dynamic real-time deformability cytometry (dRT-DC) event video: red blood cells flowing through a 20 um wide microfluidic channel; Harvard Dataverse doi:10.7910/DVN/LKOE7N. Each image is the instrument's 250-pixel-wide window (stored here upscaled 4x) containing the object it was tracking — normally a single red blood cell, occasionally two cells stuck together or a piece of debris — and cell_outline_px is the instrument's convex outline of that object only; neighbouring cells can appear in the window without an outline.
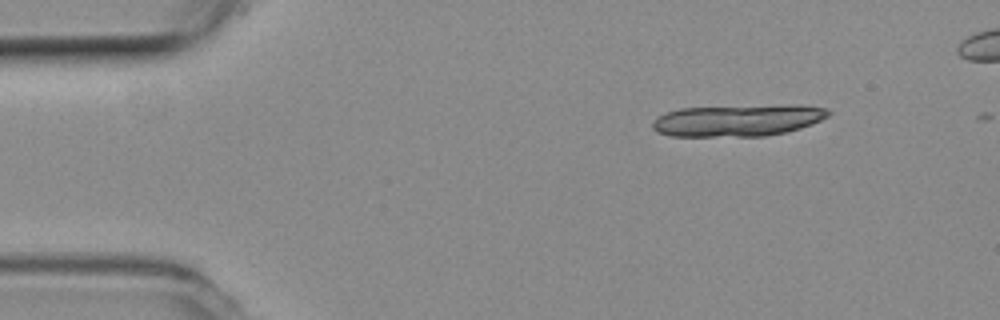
{"species": "common noctule bat (a hibernating species)", "species_latin": "Nyctalus noctula", "temperature_condition": "room temperature", "stored_images_in_passage": 5, "camera_frame_rate_fps": 3000, "um_per_image_px": 0.085, "animal": {"sex": "female", "body_mass_g": 19.3, "forearm_length_mm": 54.1}, "frame": {"image": 1, "passage_image": 1, "time_ms": 0.0, "image_size_px": [1000, 320], "cell_outline_px": [[832, 112], [828, 116], [812, 124], [800, 128], [784, 132], [764, 136], [672, 136], [660, 132], [652, 128], [652, 124], [656, 116], [680, 108], [824, 108]], "centroid_in_image_um": [62.55, 10.3], "position_along_channel_um": 22.4, "area_um2": 30.4}}
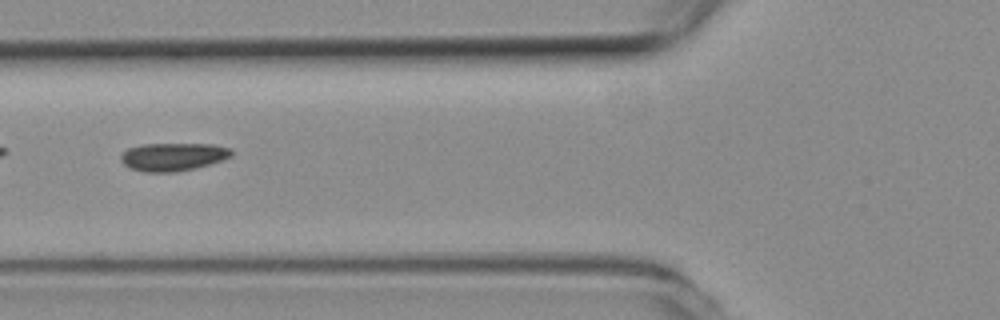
{"frame": {"image": 2, "passage_image": 5, "time_ms": 1.333, "image_size_px": [1000, 320], "cell_outline_px": [[232, 156], [196, 168], [176, 172], [144, 172], [128, 168], [120, 160], [120, 156], [128, 148], [144, 144], [212, 144], [232, 148]], "centroid_in_image_um": [14.69, 13.33], "position_along_channel_um": 111.1, "area_um2": 18.09}}